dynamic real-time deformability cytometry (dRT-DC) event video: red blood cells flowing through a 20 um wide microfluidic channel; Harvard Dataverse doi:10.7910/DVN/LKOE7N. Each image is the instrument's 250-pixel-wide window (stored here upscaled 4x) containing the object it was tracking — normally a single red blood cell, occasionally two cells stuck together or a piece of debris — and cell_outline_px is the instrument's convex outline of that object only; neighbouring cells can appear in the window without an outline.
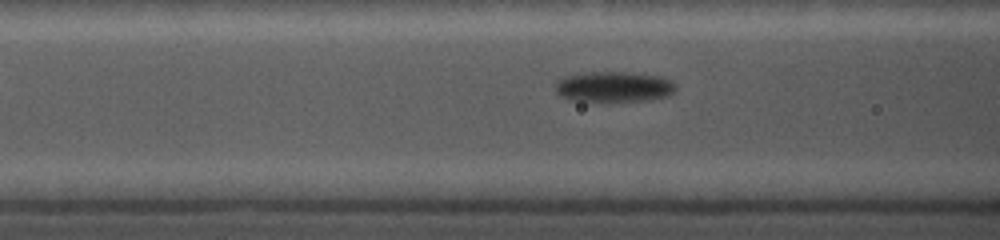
{"species": "common noctule bat (a hibernating species)", "species_latin": "Nyctalus noctula", "temperature_condition": "cold", "stored_images_in_passage": 28, "segment_of_instrument_passage": [1, 2], "camera_frame_rate_fps": 5000, "um_per_image_px": 0.085, "animal": {"sex": "female", "body_mass_g": 19.0, "forearm_length_mm": 56.7}, "frame": {"image": 1, "passage_image": 7, "time_ms": 2.4, "image_size_px": [1000, 240], "cell_outline_px": [[676, 88], [668, 96], [644, 100], [600, 104], [568, 100], [560, 96], [556, 92], [556, 84], [564, 76], [592, 72], [624, 72], [656, 76], [668, 80]], "centroid_in_image_um": [52.08, 7.43], "position_along_channel_um": 114.5, "area_um2": 21.73}}
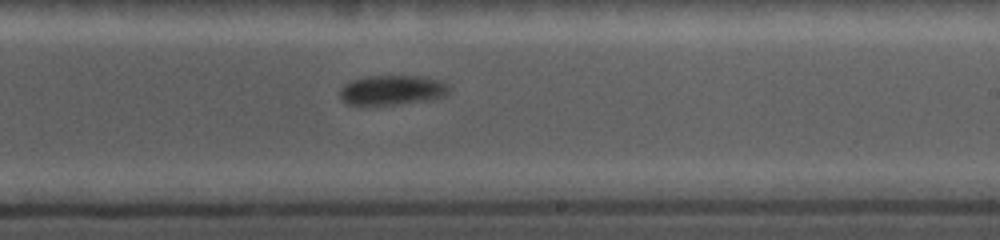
{"frame": {"image": 2, "passage_image": 16, "time_ms": 6.2, "image_size_px": [1000, 240], "cell_outline_px": [[448, 96], [432, 100], [368, 108], [364, 108], [348, 104], [340, 96], [340, 88], [344, 84], [352, 80], [372, 76], [416, 76], [440, 80], [448, 84]], "centroid_in_image_um": [33.31, 7.71], "position_along_channel_um": 255.7, "area_um2": 19.65}}
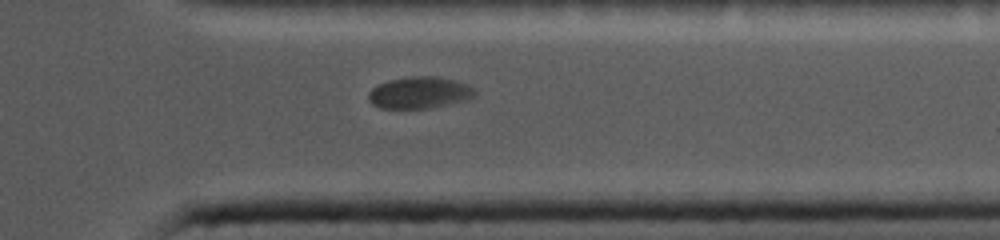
{"frame": {"image": 3, "passage_image": 24, "time_ms": 9.4, "image_size_px": [1000, 240], "cell_outline_px": [[476, 96], [468, 100], [432, 108], [380, 108], [372, 104], [368, 100], [368, 92], [372, 88], [388, 80], [412, 76], [440, 76], [456, 80], [468, 84], [476, 92]], "centroid_in_image_um": [35.69, 7.87], "position_along_channel_um": 375.7, "area_um2": 19.94}}